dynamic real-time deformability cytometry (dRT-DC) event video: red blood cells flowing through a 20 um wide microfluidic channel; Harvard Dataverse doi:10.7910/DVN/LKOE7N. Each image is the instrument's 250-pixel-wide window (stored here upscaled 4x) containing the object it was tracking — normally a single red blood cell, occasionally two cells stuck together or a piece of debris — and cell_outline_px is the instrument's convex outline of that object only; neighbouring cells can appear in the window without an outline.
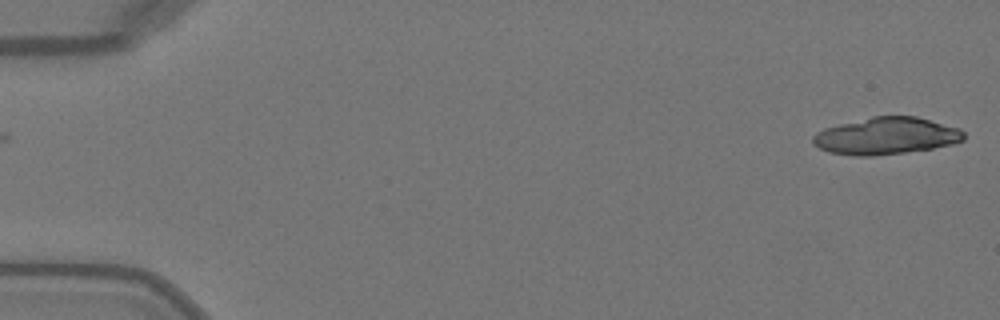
{"species": "Egyptian fruit bat (a non-hibernating species)", "species_latin": "Rousettus aegyptiacus", "temperature_condition": "warm", "stored_images_in_passage": 17, "camera_frame_rate_fps": 3000, "um_per_image_px": 0.085, "animal": {"sex": "female"}, "frame": {"image": 1, "passage_image": 1, "time_ms": 0.0, "image_size_px": [1000, 320], "cell_outline_px": [[964, 140], [952, 144], [932, 148], [904, 152], [872, 156], [856, 156], [828, 152], [812, 144], [812, 136], [816, 132], [824, 128], [872, 116], [916, 116], [960, 128], [964, 132]], "centroid_in_image_um": [75.31, 11.55], "position_along_channel_um": 9.7, "area_um2": 32.54}}